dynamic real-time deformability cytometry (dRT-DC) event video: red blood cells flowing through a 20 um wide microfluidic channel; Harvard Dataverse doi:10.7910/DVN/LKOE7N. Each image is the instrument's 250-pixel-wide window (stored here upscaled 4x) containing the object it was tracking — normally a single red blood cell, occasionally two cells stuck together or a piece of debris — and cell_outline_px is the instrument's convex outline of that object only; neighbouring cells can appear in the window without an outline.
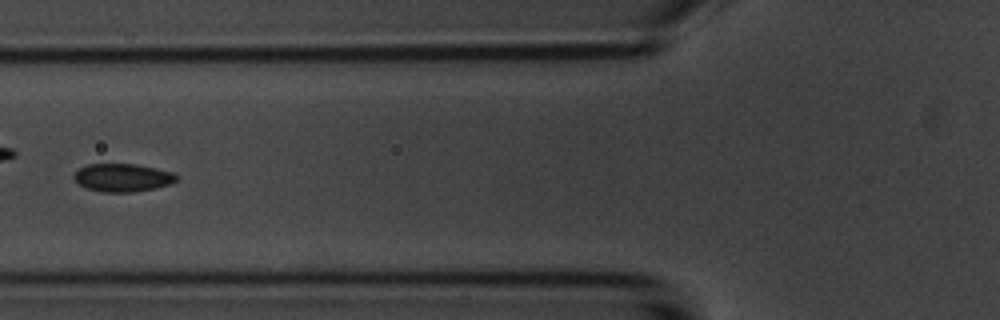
{"species": "common noctule bat (a hibernating species)", "species_latin": "Nyctalus noctula", "temperature_condition": "room temperature", "stored_images_in_passage": 5, "camera_frame_rate_fps": 3000, "um_per_image_px": 0.085, "animal": {"sex": "male", "body_mass_g": 20.1, "forearm_length_mm": 53.5}, "frame": {"image": 1, "passage_image": 5, "time_ms": 4.667, "image_size_px": [1000, 320], "cell_outline_px": [[180, 176], [172, 184], [156, 188], [132, 192], [104, 192], [88, 188], [80, 184], [72, 176], [80, 168], [88, 164], [136, 164], [156, 168], [172, 172]], "centroid_in_image_um": [10.47, 15.09], "position_along_channel_um": 115.3, "area_um2": 16.7}}